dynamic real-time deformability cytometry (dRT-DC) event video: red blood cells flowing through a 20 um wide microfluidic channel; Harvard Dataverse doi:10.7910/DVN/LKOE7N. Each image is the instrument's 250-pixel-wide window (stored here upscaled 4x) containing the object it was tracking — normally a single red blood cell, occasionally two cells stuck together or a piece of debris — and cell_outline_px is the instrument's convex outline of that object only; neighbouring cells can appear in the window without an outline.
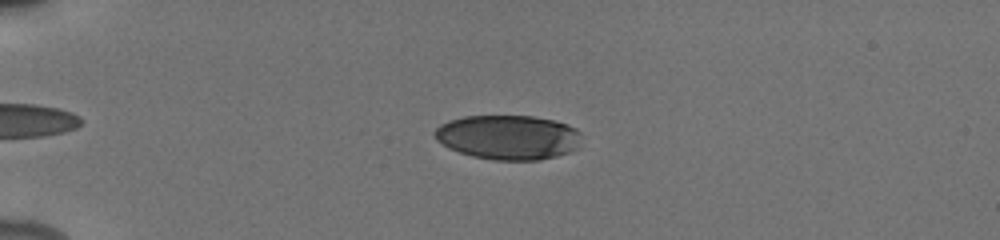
{"species": "human", "species_latin": "Homo sapiens", "temperature_condition": "cold", "stored_images_in_passage": 47, "camera_frame_rate_fps": 3000, "um_per_image_px": 0.085, "donor": {"sex": "male"}, "frame": {"image": 1, "passage_image": 14, "time_ms": 4.333, "image_size_px": [1000, 240], "cell_outline_px": [[580, 132], [576, 148], [568, 152], [556, 156], [540, 160], [492, 160], [472, 156], [448, 148], [436, 140], [432, 132], [440, 124], [448, 120], [464, 116], [532, 116], [556, 120], [568, 124], [576, 128]], "centroid_in_image_um": [43.16, 11.66], "position_along_channel_um": 41.8, "area_um2": 38.26}}
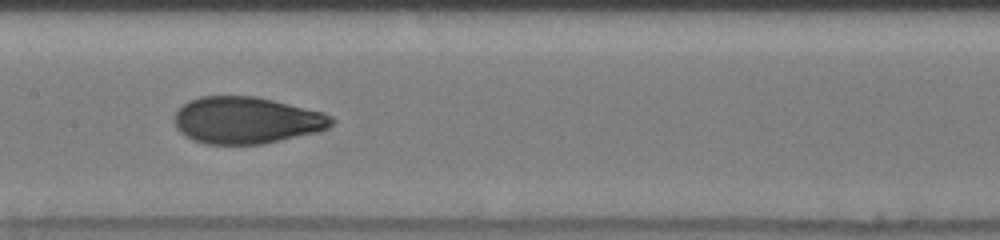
{"frame": {"image": 2, "passage_image": 29, "time_ms": 9.333, "image_size_px": [1000, 240], "cell_outline_px": [[336, 120], [328, 128], [316, 132], [264, 144], [204, 144], [192, 140], [184, 136], [176, 128], [176, 112], [188, 100], [200, 96], [256, 96], [324, 112], [332, 116]], "centroid_in_image_um": [20.96, 10.22], "position_along_channel_um": 186.4, "area_um2": 43.0}}
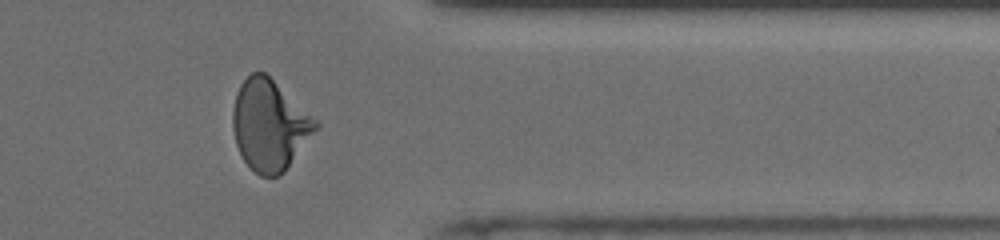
{"frame": {"image": 3, "passage_image": 45, "time_ms": 14.667, "image_size_px": [1000, 240], "cell_outline_px": [[320, 124], [284, 172], [280, 176], [260, 176], [244, 160], [236, 144], [232, 128], [232, 112], [236, 92], [240, 84], [252, 72], [264, 72], [312, 116]], "centroid_in_image_um": [22.88, 10.64], "position_along_channel_um": 388.5, "area_um2": 43.06}, "authors_computed_cell_mechanics": {"area_um2": 42.0784, "velocity_mm_per_s": 3.908, "shape_relaxation_time_tau1_ms": 4.1636, "shape_relaxation_time_tau2_ms": 0.9103, "deformation_change_tau1": 0.1814, "deformation_change_tau2": 0.0623}}